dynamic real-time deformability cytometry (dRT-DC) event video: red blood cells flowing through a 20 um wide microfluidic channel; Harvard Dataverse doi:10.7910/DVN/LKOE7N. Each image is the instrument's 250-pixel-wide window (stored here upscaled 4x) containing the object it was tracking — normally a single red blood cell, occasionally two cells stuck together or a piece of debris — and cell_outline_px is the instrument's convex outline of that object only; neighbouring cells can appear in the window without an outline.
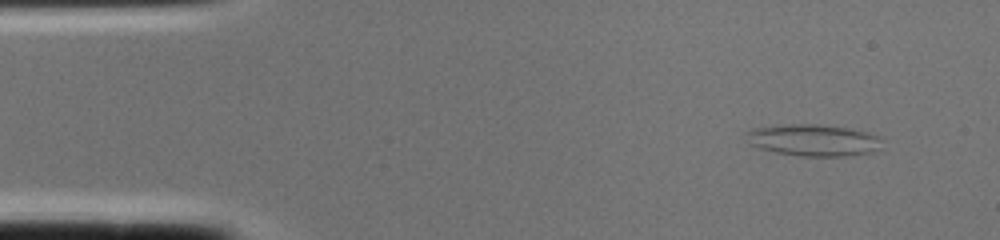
{"species": "common noctule bat (a hibernating species)", "species_latin": "Nyctalus noctula", "temperature_condition": "cold", "stored_images_in_passage": 2, "camera_frame_rate_fps": 3000, "um_per_image_px": 0.085, "animal": {"sex": "female", "body_mass_g": 22.0, "forearm_length_mm": 56.7}, "frame": {"image": 1, "passage_image": 1, "time_ms": 0.0, "image_size_px": [1000, 240], "cell_outline_px": [[880, 148], [872, 152], [852, 156], [800, 156], [776, 152], [760, 148], [748, 144], [744, 132], [752, 128], [776, 124], [820, 124], [848, 128], [880, 136]], "centroid_in_image_um": [69.08, 11.9], "position_along_channel_um": 15.9, "area_um2": 25.43}}